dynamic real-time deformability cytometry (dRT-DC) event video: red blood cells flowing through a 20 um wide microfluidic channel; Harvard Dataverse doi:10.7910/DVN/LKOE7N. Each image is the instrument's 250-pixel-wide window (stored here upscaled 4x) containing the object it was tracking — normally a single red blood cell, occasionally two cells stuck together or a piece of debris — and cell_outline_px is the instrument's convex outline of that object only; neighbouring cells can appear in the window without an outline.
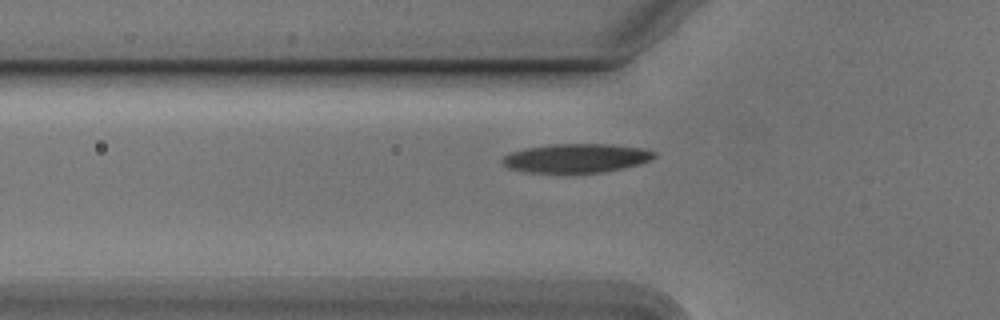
{"species": "Egyptian fruit bat (a non-hibernating species)", "species_latin": "Rousettus aegyptiacus", "temperature_condition": "cold", "stored_images_in_passage": 36, "camera_frame_rate_fps": 3000, "um_per_image_px": 0.085, "animal": {"sex": "male"}, "frame": {"image": 1, "passage_image": 3, "time_ms": 0.667, "image_size_px": [1000, 320], "cell_outline_px": [[656, 156], [652, 160], [640, 164], [600, 172], [524, 172], [508, 168], [500, 160], [504, 156], [512, 152], [524, 148], [552, 144], [612, 144], [640, 148], [656, 152]], "centroid_in_image_um": [48.98, 13.43], "position_along_channel_um": 76.8, "area_um2": 25.43}}
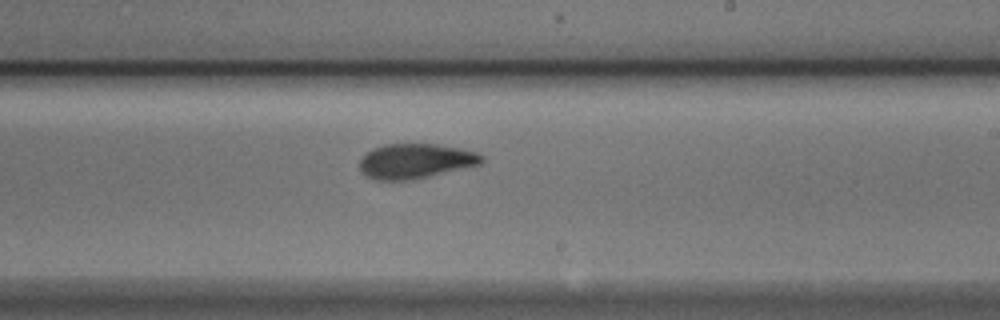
{"frame": {"image": 2, "passage_image": 17, "time_ms": 5.333, "image_size_px": [1000, 320], "cell_outline_px": [[484, 160], [480, 164], [416, 180], [372, 180], [360, 168], [360, 160], [372, 148], [384, 144], [436, 144], [460, 148], [476, 152], [484, 156]], "centroid_in_image_um": [35.34, 13.7], "position_along_channel_um": 253.7, "area_um2": 24.85}}
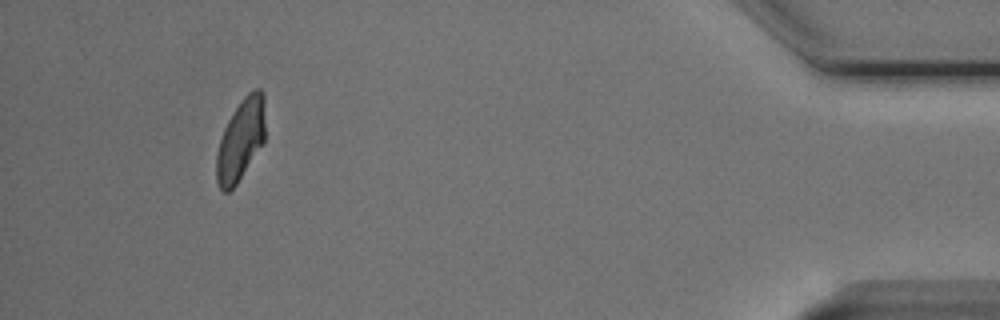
{"frame": {"image": 3, "passage_image": 35, "time_ms": 11.333, "image_size_px": [1000, 320], "cell_outline_px": [[264, 140], [236, 184], [228, 192], [224, 192], [220, 188], [216, 180], [216, 156], [220, 140], [224, 128], [228, 120], [244, 96], [252, 88], [260, 88], [264, 96]], "centroid_in_image_um": [20.45, 11.86], "position_along_channel_um": 414.8, "area_um2": 22.72}}